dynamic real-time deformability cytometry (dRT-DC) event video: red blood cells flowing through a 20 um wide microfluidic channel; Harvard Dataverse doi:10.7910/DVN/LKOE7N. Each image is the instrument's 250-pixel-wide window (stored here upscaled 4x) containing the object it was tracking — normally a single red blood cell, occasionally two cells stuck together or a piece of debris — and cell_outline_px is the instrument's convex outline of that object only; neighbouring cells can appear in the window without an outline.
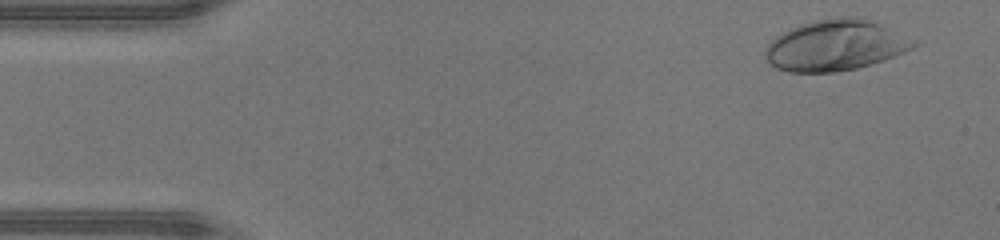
{"species": "human", "species_latin": "Homo sapiens", "temperature_condition": "warm", "stored_images_in_passage": 45, "camera_frame_rate_fps": 3000, "um_per_image_px": 0.085, "donor": {"sex": "male"}, "frame": {"image": 1, "passage_image": 2, "time_ms": 0.333, "image_size_px": [1000, 240], "cell_outline_px": [[916, 44], [912, 48], [904, 52], [884, 60], [856, 68], [836, 72], [788, 72], [776, 68], [764, 56], [764, 48], [776, 36], [800, 24], [840, 16], [848, 16], [868, 20]], "centroid_in_image_um": [70.88, 3.89], "position_along_channel_um": 14.1, "area_um2": 42.54}}
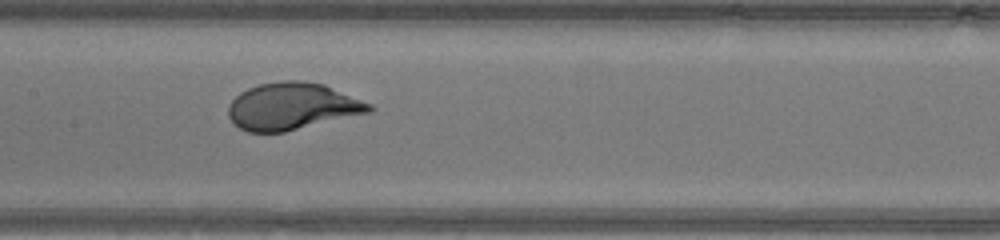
{"frame": {"image": 2, "passage_image": 21, "time_ms": 6.667, "image_size_px": [1000, 240], "cell_outline_px": [[376, 108], [372, 112], [284, 132], [248, 132], [240, 128], [228, 116], [228, 104], [240, 92], [248, 88], [260, 84], [284, 80], [304, 80], [324, 84], [372, 104]], "centroid_in_image_um": [24.86, 9.03], "position_along_channel_um": 182.5, "area_um2": 38.73}}
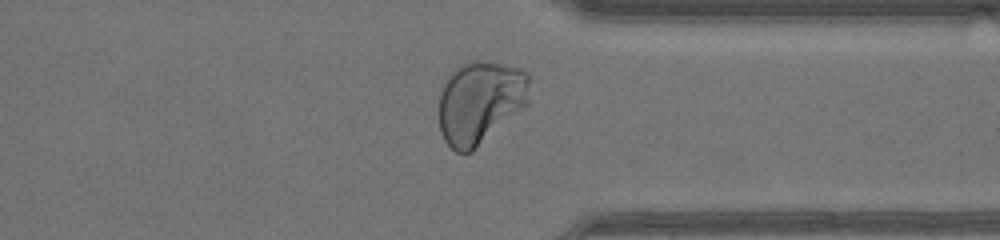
{"frame": {"image": 3, "passage_image": 34, "time_ms": 11.0, "image_size_px": [1000, 240], "cell_outline_px": [[528, 104], [524, 108], [472, 152], [456, 152], [444, 140], [440, 132], [440, 92], [448, 76], [460, 64], [476, 60], [484, 60], [516, 68], [528, 72]], "centroid_in_image_um": [40.81, 8.7], "position_along_channel_um": 370.6, "area_um2": 43.64}, "authors_computed_cell_mechanics": {"area_um2": 39.4774, "velocity_mm_per_s": 4.4146, "shape_relaxation_time_tau1_ms": 2.3538, "shape_relaxation_time_tau2_ms": null, "deformation_change_tau1": 0.1946, "deformation_change_tau2": null}}